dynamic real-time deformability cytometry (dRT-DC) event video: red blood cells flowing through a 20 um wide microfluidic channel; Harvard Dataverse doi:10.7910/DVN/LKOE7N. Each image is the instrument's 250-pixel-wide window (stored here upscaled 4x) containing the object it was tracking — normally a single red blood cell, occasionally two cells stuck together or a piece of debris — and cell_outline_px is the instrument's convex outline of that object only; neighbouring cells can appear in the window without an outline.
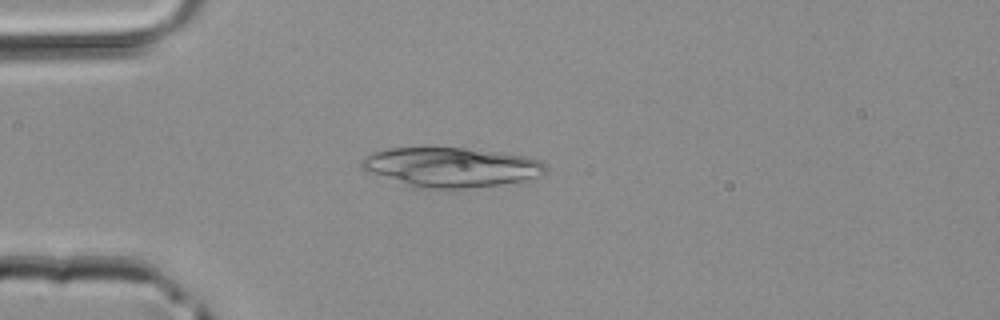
{"species": "common noctule bat (a hibernating species)", "species_latin": "Nyctalus noctula", "temperature_condition": "room temperature", "stored_images_in_passage": 37, "camera_frame_rate_fps": 3000, "um_per_image_px": 0.085, "animal": {"sex": "male", "body_mass_g": 20.4}, "frame": {"image": 1, "passage_image": 5, "time_ms": 1.333, "image_size_px": [1000, 320], "cell_outline_px": [[544, 176], [516, 184], [464, 188], [416, 188], [364, 172], [360, 168], [360, 160], [364, 156], [388, 148], [428, 144], [468, 148], [500, 152], [528, 156], [540, 160], [544, 164]], "centroid_in_image_um": [38.32, 14.18], "position_along_channel_um": 46.7, "area_um2": 44.51}}
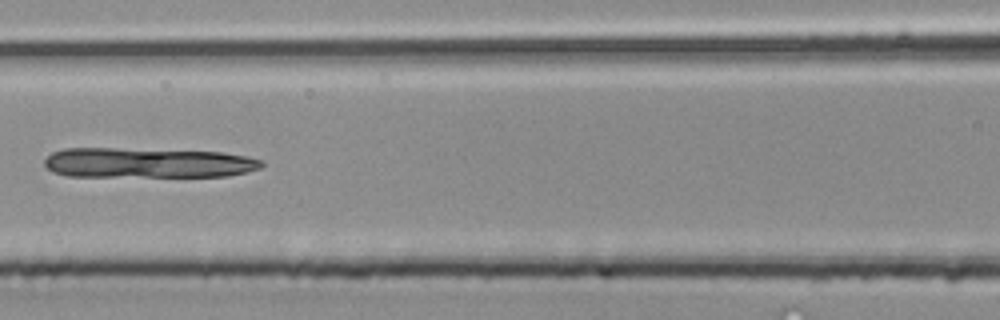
{"frame": {"image": 2, "passage_image": 13, "time_ms": 4.0, "image_size_px": [1000, 320], "cell_outline_px": [[264, 164], [260, 168], [228, 176], [68, 176], [52, 172], [44, 164], [44, 160], [52, 152], [64, 148], [116, 148], [224, 152], [248, 156], [264, 160]], "centroid_in_image_um": [12.56, 13.83], "position_along_channel_um": 154.0, "area_um2": 38.21}}
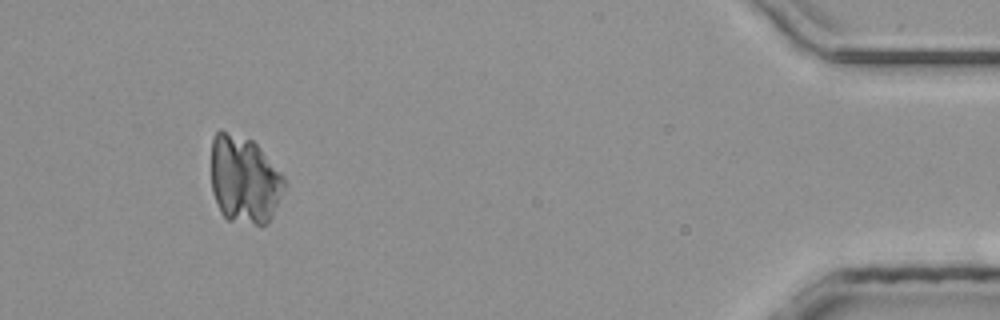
{"frame": {"image": 3, "passage_image": 34, "time_ms": 11.0, "image_size_px": [1000, 320], "cell_outline_px": [[284, 188], [272, 216], [264, 224], [256, 224], [228, 220], [220, 212], [212, 192], [212, 140], [216, 132], [220, 128], [252, 140], [260, 148], [284, 176]], "centroid_in_image_um": [20.74, 15.24], "position_along_channel_um": 414.5, "area_um2": 37.17}}